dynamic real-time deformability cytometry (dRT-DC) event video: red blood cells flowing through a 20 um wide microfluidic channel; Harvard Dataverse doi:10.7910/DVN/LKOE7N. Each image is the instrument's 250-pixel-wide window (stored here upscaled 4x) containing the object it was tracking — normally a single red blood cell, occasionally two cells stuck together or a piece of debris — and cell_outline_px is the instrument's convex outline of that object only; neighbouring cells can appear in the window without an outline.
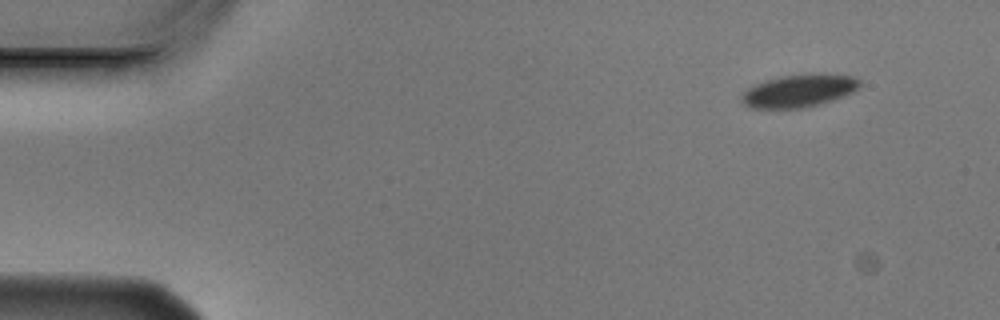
{"species": "Egyptian fruit bat (a non-hibernating species)", "species_latin": "Rousettus aegyptiacus", "temperature_condition": "cold", "stored_images_in_passage": 5, "segment_of_instrument_passage": [2, 2], "camera_frame_rate_fps": 3000, "um_per_image_px": 0.085, "animal": {"sex": "male"}, "frame": {"image": 1, "passage_image": 5, "time_ms": 1.333, "image_size_px": [1000, 320], "cell_outline_px": [[860, 84], [852, 92], [844, 96], [832, 100], [800, 108], [752, 108], [744, 104], [740, 100], [740, 96], [752, 84], [764, 80], [780, 76], [812, 72], [820, 72], [852, 76], [860, 80]], "centroid_in_image_um": [67.88, 7.68], "position_along_channel_um": 17.1, "area_um2": 22.77}}